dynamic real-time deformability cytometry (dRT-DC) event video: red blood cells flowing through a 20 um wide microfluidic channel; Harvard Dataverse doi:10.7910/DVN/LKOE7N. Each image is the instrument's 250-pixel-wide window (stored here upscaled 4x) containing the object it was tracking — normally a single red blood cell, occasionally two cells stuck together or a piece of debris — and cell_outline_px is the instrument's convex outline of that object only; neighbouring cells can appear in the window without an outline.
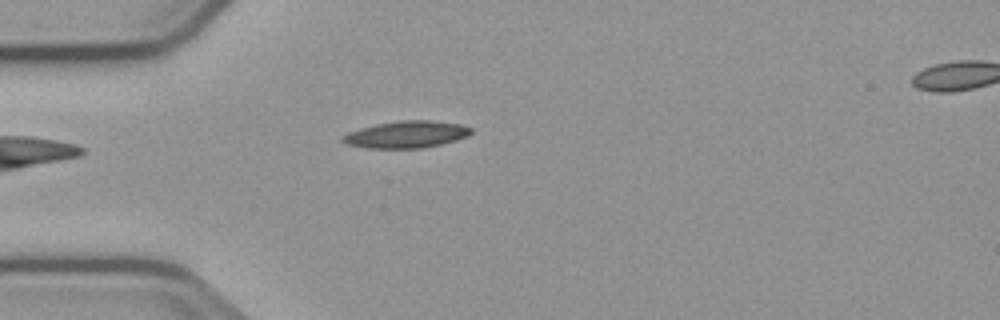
{"species": "common noctule bat (a hibernating species)", "species_latin": "Nyctalus noctula", "temperature_condition": "cold", "stored_images_in_passage": 35, "camera_frame_rate_fps": 3000, "um_per_image_px": 0.085, "animal": {"sex": "male", "body_mass_g": 23.1, "forearm_length_mm": 52.7}, "frame": {"image": 1, "passage_image": 1, "time_ms": 0.0, "image_size_px": [1000, 320], "cell_outline_px": [[472, 132], [464, 136], [440, 144], [420, 148], [364, 148], [348, 144], [340, 140], [340, 136], [348, 132], [360, 128], [376, 124], [400, 120], [432, 120], [460, 124], [472, 128]], "centroid_in_image_um": [34.47, 11.42], "position_along_channel_um": 50.5, "area_um2": 20.0}}
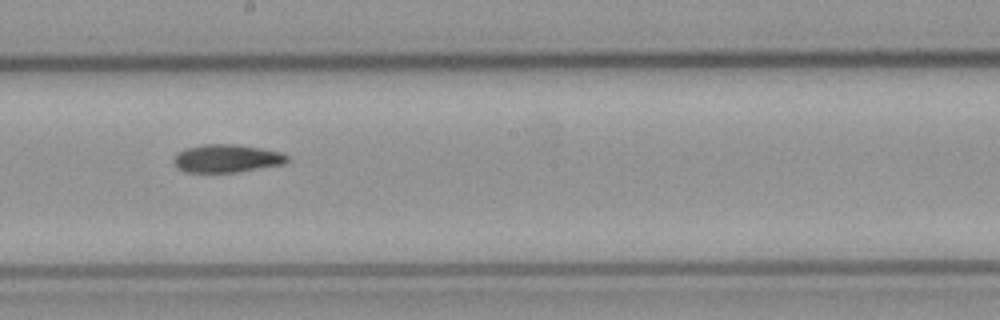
{"frame": {"image": 2, "passage_image": 16, "time_ms": 5.0, "image_size_px": [1000, 320], "cell_outline_px": [[288, 160], [284, 164], [236, 172], [184, 172], [176, 168], [172, 160], [172, 156], [176, 152], [184, 148], [200, 144], [236, 144], [260, 148], [280, 152], [288, 156]], "centroid_in_image_um": [19.18, 13.46], "position_along_channel_um": 229.0, "area_um2": 18.79}}
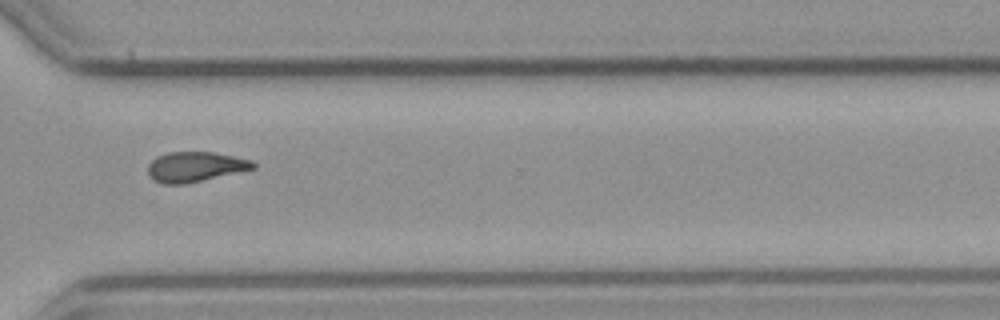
{"frame": {"image": 3, "passage_image": 26, "time_ms": 8.333, "image_size_px": [1000, 320], "cell_outline_px": [[256, 168], [184, 184], [164, 184], [152, 180], [148, 176], [148, 164], [156, 156], [168, 152], [212, 152], [252, 160], [256, 164]], "centroid_in_image_um": [16.55, 14.18], "position_along_channel_um": 354.1, "area_um2": 18.38}, "authors_computed_cell_mechanics": {"area_um2": 18.7272, "velocity_mm_per_s": 3.7619, "shape_relaxation_time_tau1_ms": null, "shape_relaxation_time_tau2_ms": 9.0629, "deformation_change_tau1": null, "deformation_change_tau2": 0.1795}}